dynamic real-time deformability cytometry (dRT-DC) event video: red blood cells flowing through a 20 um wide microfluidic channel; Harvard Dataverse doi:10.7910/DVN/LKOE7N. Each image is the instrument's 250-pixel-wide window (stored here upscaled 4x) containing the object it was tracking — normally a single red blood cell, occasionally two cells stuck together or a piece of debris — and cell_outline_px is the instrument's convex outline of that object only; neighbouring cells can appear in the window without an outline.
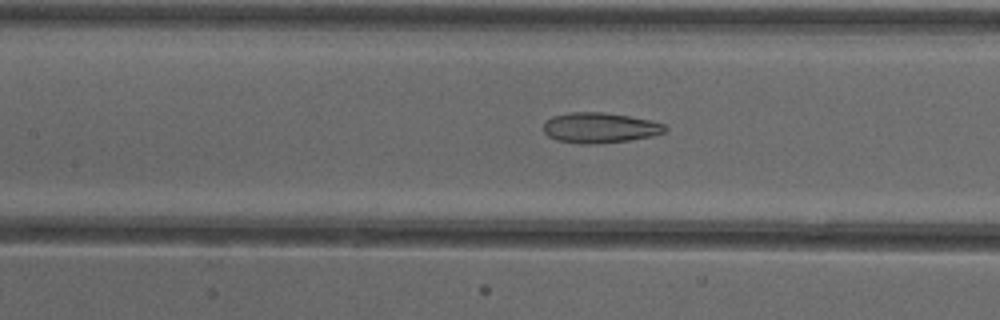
{"species": "common noctule bat (a hibernating species)", "species_latin": "Nyctalus noctula", "temperature_condition": "cold", "stored_images_in_passage": 42, "camera_frame_rate_fps": 3000, "um_per_image_px": 0.085, "animal": {"sex": "female"}, "frame": {"image": 1, "passage_image": 24, "time_ms": 7.667, "image_size_px": [1000, 320], "cell_outline_px": [[668, 128], [664, 132], [652, 136], [628, 140], [592, 144], [580, 144], [556, 140], [548, 136], [544, 132], [544, 124], [552, 116], [568, 112], [604, 112], [628, 116], [648, 120], [664, 124]], "centroid_in_image_um": [50.96, 10.86], "position_along_channel_um": 156.4, "area_um2": 21.39}}
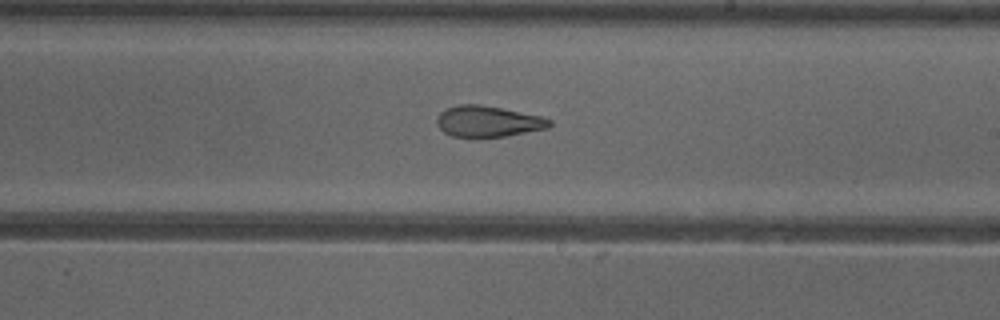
{"frame": {"image": 2, "passage_image": 31, "time_ms": 10.0, "image_size_px": [1000, 320], "cell_outline_px": [[552, 124], [548, 128], [504, 136], [452, 136], [444, 132], [436, 124], [436, 116], [444, 108], [460, 104], [480, 104], [540, 116], [552, 120]], "centroid_in_image_um": [41.44, 10.3], "position_along_channel_um": 247.6, "area_um2": 20.17}}
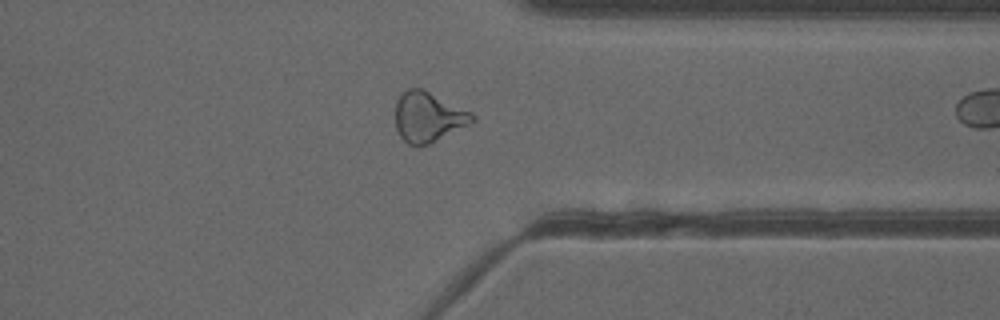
{"frame": {"image": 3, "passage_image": 41, "time_ms": 13.333, "image_size_px": [1000, 320], "cell_outline_px": [[476, 120], [428, 144], [408, 144], [400, 136], [396, 128], [396, 100], [400, 92], [408, 88], [424, 88], [472, 112], [476, 116]], "centroid_in_image_um": [36.38, 9.88], "position_along_channel_um": 375.0, "area_um2": 22.37}}